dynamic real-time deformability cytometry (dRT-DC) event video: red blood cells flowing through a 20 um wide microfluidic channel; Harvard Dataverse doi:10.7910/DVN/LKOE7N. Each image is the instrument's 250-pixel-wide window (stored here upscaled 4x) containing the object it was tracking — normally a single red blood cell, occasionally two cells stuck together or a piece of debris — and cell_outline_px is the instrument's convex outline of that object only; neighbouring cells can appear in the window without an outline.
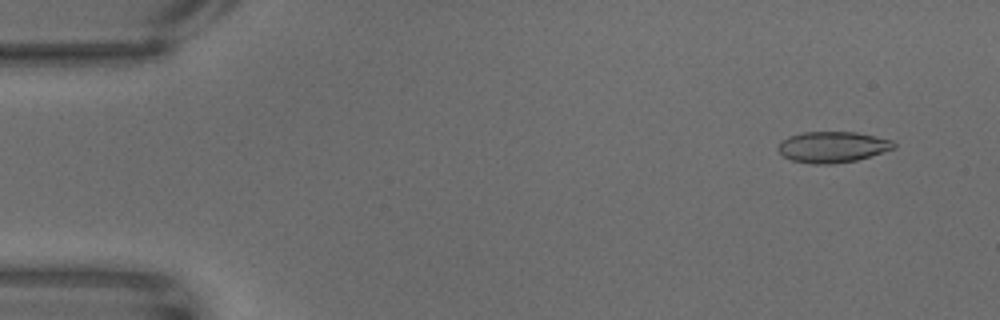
{"species": "common noctule bat (a hibernating species)", "species_latin": "Nyctalus noctula", "temperature_condition": "warm", "stored_images_in_passage": 64, "camera_frame_rate_fps": 3000, "um_per_image_px": 0.085, "animal": {"sex": "male", "body_mass_g": 18.8}, "frame": {"image": 1, "passage_image": 5, "time_ms": 1.333, "image_size_px": [1000, 320], "cell_outline_px": [[896, 148], [856, 160], [832, 164], [812, 164], [792, 160], [784, 156], [776, 148], [788, 136], [804, 132], [856, 132], [892, 140], [896, 144]], "centroid_in_image_um": [70.78, 12.49], "position_along_channel_um": 14.2, "area_um2": 20.75}}
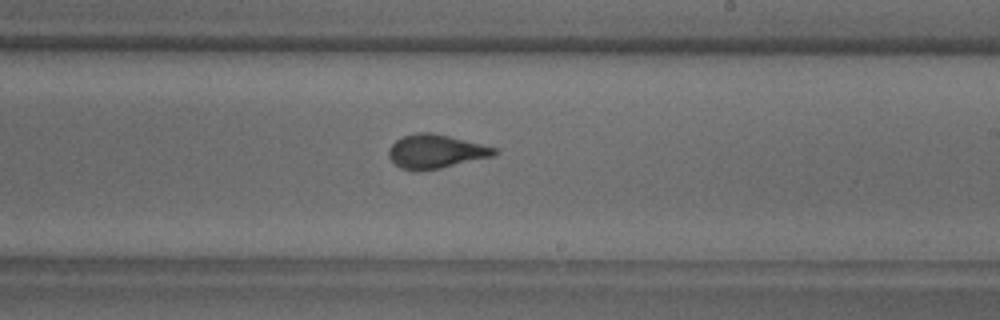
{"frame": {"image": 2, "passage_image": 38, "time_ms": 12.333, "image_size_px": [1000, 320], "cell_outline_px": [[500, 152], [492, 156], [440, 168], [416, 172], [412, 172], [400, 168], [388, 156], [388, 148], [396, 140], [404, 136], [416, 132], [432, 132], [496, 148]], "centroid_in_image_um": [36.98, 12.88], "position_along_channel_um": 252.0, "area_um2": 20.75}}
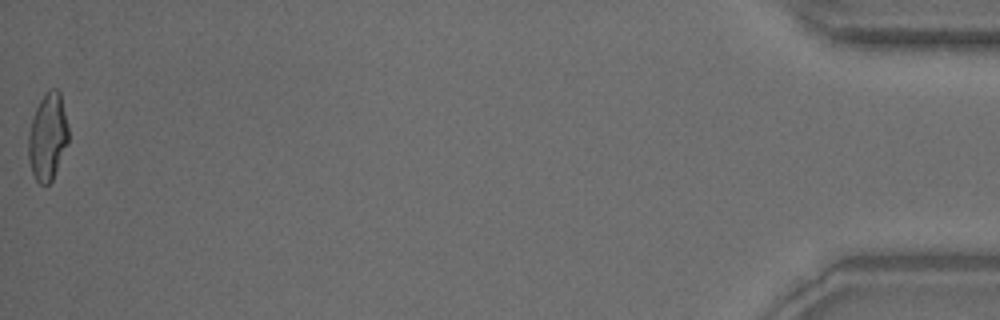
{"frame": {"image": 3, "passage_image": 64, "time_ms": 21.0, "image_size_px": [1000, 320], "cell_outline_px": [[68, 140], [52, 180], [48, 184], [40, 184], [36, 180], [32, 172], [28, 160], [28, 132], [36, 108], [40, 100], [48, 88], [56, 88], [60, 92], [68, 128]], "centroid_in_image_um": [4.03, 11.6], "position_along_channel_um": 431.2, "area_um2": 20.11}}